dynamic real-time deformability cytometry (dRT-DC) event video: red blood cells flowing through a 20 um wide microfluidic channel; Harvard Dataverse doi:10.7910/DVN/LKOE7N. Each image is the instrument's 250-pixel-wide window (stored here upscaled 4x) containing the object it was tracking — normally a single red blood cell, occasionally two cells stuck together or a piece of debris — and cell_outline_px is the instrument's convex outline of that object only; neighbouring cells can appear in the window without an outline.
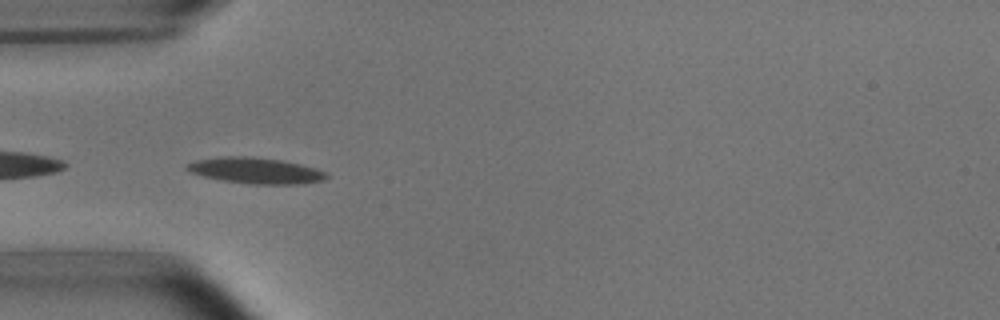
{"species": "common noctule bat (a hibernating species)", "species_latin": "Nyctalus noctula", "temperature_condition": "room temperature", "stored_images_in_passage": 27, "camera_frame_rate_fps": 3000, "um_per_image_px": 0.085, "animal": {"sex": "male", "body_mass_g": 15.6}, "frame": {"image": 1, "passage_image": 1, "time_ms": 0.0, "image_size_px": [1000, 320], "cell_outline_px": [[328, 176], [324, 180], [300, 184], [252, 184], [224, 180], [204, 176], [188, 172], [184, 168], [184, 164], [196, 160], [228, 156], [252, 156], [280, 160], [300, 164], [316, 168], [328, 172]], "centroid_in_image_um": [21.73, 14.49], "position_along_channel_um": 63.3, "area_um2": 21.15}}
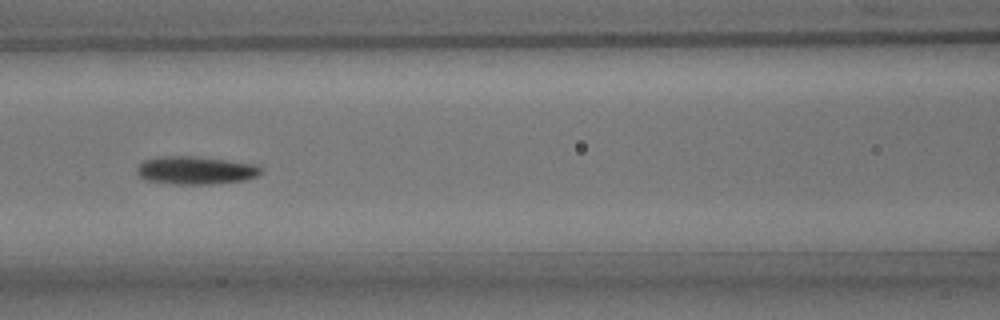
{"frame": {"image": 2, "passage_image": 8, "time_ms": 2.333, "image_size_px": [1000, 320], "cell_outline_px": [[260, 172], [256, 176], [244, 180], [212, 184], [172, 184], [144, 180], [136, 172], [136, 168], [144, 160], [160, 156], [192, 156], [256, 164], [260, 168]], "centroid_in_image_um": [16.56, 14.48], "position_along_channel_um": 150.0, "area_um2": 20.11}, "authors_computed_cell_mechanics": {"area_um2": 19.363, "velocity_mm_per_s": 3.7291, "shape_relaxation_time_tau1_ms": 2.6304, "shape_relaxation_time_tau2_ms": 3.9213, "deformation_change_tau1": 0.1274, "deformation_change_tau2": 0.0741}}